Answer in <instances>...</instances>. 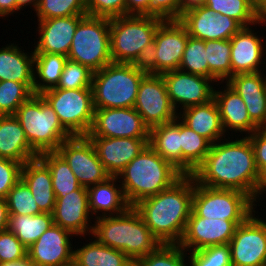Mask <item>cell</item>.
I'll use <instances>...</instances> for the list:
<instances>
[{
	"instance_id": "681fc988",
	"label": "cell",
	"mask_w": 266,
	"mask_h": 266,
	"mask_svg": "<svg viewBox=\"0 0 266 266\" xmlns=\"http://www.w3.org/2000/svg\"><path fill=\"white\" fill-rule=\"evenodd\" d=\"M150 16H157L164 20H179V0H150Z\"/></svg>"
},
{
	"instance_id": "c3c4849f",
	"label": "cell",
	"mask_w": 266,
	"mask_h": 266,
	"mask_svg": "<svg viewBox=\"0 0 266 266\" xmlns=\"http://www.w3.org/2000/svg\"><path fill=\"white\" fill-rule=\"evenodd\" d=\"M22 163L0 158V198L6 199L12 187L21 179Z\"/></svg>"
},
{
	"instance_id": "ac0fdd59",
	"label": "cell",
	"mask_w": 266,
	"mask_h": 266,
	"mask_svg": "<svg viewBox=\"0 0 266 266\" xmlns=\"http://www.w3.org/2000/svg\"><path fill=\"white\" fill-rule=\"evenodd\" d=\"M179 21L186 27L189 36L204 41L229 40L243 28L235 19L216 14L204 4L183 12Z\"/></svg>"
},
{
	"instance_id": "52a82bcc",
	"label": "cell",
	"mask_w": 266,
	"mask_h": 266,
	"mask_svg": "<svg viewBox=\"0 0 266 266\" xmlns=\"http://www.w3.org/2000/svg\"><path fill=\"white\" fill-rule=\"evenodd\" d=\"M14 116L20 122L30 146L38 154L56 151L65 140L72 137L40 94H33L20 105Z\"/></svg>"
},
{
	"instance_id": "ba28073f",
	"label": "cell",
	"mask_w": 266,
	"mask_h": 266,
	"mask_svg": "<svg viewBox=\"0 0 266 266\" xmlns=\"http://www.w3.org/2000/svg\"><path fill=\"white\" fill-rule=\"evenodd\" d=\"M67 57L93 73L113 62L110 55V19L85 15L78 23Z\"/></svg>"
},
{
	"instance_id": "7c38bea8",
	"label": "cell",
	"mask_w": 266,
	"mask_h": 266,
	"mask_svg": "<svg viewBox=\"0 0 266 266\" xmlns=\"http://www.w3.org/2000/svg\"><path fill=\"white\" fill-rule=\"evenodd\" d=\"M259 216L254 212L236 228L229 242L232 266H266V218Z\"/></svg>"
},
{
	"instance_id": "83f0119b",
	"label": "cell",
	"mask_w": 266,
	"mask_h": 266,
	"mask_svg": "<svg viewBox=\"0 0 266 266\" xmlns=\"http://www.w3.org/2000/svg\"><path fill=\"white\" fill-rule=\"evenodd\" d=\"M19 45L13 42L0 48V81L24 83L33 92L34 51L26 52Z\"/></svg>"
},
{
	"instance_id": "f5cc1de1",
	"label": "cell",
	"mask_w": 266,
	"mask_h": 266,
	"mask_svg": "<svg viewBox=\"0 0 266 266\" xmlns=\"http://www.w3.org/2000/svg\"><path fill=\"white\" fill-rule=\"evenodd\" d=\"M264 194H266V165H264L258 171L257 184L255 188V203H257L258 206H264L262 204H259V202L262 203V201L260 200L265 199L263 196H266V195Z\"/></svg>"
},
{
	"instance_id": "8fae6325",
	"label": "cell",
	"mask_w": 266,
	"mask_h": 266,
	"mask_svg": "<svg viewBox=\"0 0 266 266\" xmlns=\"http://www.w3.org/2000/svg\"><path fill=\"white\" fill-rule=\"evenodd\" d=\"M188 41L186 27L179 20H164L158 27L144 64L149 74L178 70Z\"/></svg>"
},
{
	"instance_id": "4dcf8cb0",
	"label": "cell",
	"mask_w": 266,
	"mask_h": 266,
	"mask_svg": "<svg viewBox=\"0 0 266 266\" xmlns=\"http://www.w3.org/2000/svg\"><path fill=\"white\" fill-rule=\"evenodd\" d=\"M149 146L182 173L180 119L150 128Z\"/></svg>"
},
{
	"instance_id": "f1b7e54d",
	"label": "cell",
	"mask_w": 266,
	"mask_h": 266,
	"mask_svg": "<svg viewBox=\"0 0 266 266\" xmlns=\"http://www.w3.org/2000/svg\"><path fill=\"white\" fill-rule=\"evenodd\" d=\"M14 115H0V158L26 163L38 158Z\"/></svg>"
},
{
	"instance_id": "ee69618b",
	"label": "cell",
	"mask_w": 266,
	"mask_h": 266,
	"mask_svg": "<svg viewBox=\"0 0 266 266\" xmlns=\"http://www.w3.org/2000/svg\"><path fill=\"white\" fill-rule=\"evenodd\" d=\"M190 266H232L229 244L187 252Z\"/></svg>"
},
{
	"instance_id": "d590c367",
	"label": "cell",
	"mask_w": 266,
	"mask_h": 266,
	"mask_svg": "<svg viewBox=\"0 0 266 266\" xmlns=\"http://www.w3.org/2000/svg\"><path fill=\"white\" fill-rule=\"evenodd\" d=\"M180 136L182 149V174L192 175L194 170L204 161L212 143L194 132L180 120Z\"/></svg>"
},
{
	"instance_id": "4316f807",
	"label": "cell",
	"mask_w": 266,
	"mask_h": 266,
	"mask_svg": "<svg viewBox=\"0 0 266 266\" xmlns=\"http://www.w3.org/2000/svg\"><path fill=\"white\" fill-rule=\"evenodd\" d=\"M177 117L197 134L212 144L226 136L215 100L187 107L178 112Z\"/></svg>"
},
{
	"instance_id": "74e56055",
	"label": "cell",
	"mask_w": 266,
	"mask_h": 266,
	"mask_svg": "<svg viewBox=\"0 0 266 266\" xmlns=\"http://www.w3.org/2000/svg\"><path fill=\"white\" fill-rule=\"evenodd\" d=\"M204 5L216 14L235 19L243 27L254 26L263 19L254 8L252 0H206Z\"/></svg>"
},
{
	"instance_id": "7402d4cb",
	"label": "cell",
	"mask_w": 266,
	"mask_h": 266,
	"mask_svg": "<svg viewBox=\"0 0 266 266\" xmlns=\"http://www.w3.org/2000/svg\"><path fill=\"white\" fill-rule=\"evenodd\" d=\"M111 176H117L147 145L149 138L88 137Z\"/></svg>"
},
{
	"instance_id": "91938a15",
	"label": "cell",
	"mask_w": 266,
	"mask_h": 266,
	"mask_svg": "<svg viewBox=\"0 0 266 266\" xmlns=\"http://www.w3.org/2000/svg\"><path fill=\"white\" fill-rule=\"evenodd\" d=\"M253 6L262 18L266 17V0H252Z\"/></svg>"
},
{
	"instance_id": "d6986e66",
	"label": "cell",
	"mask_w": 266,
	"mask_h": 266,
	"mask_svg": "<svg viewBox=\"0 0 266 266\" xmlns=\"http://www.w3.org/2000/svg\"><path fill=\"white\" fill-rule=\"evenodd\" d=\"M245 221H221L199 217L193 210L179 245L186 251L229 244L238 225Z\"/></svg>"
},
{
	"instance_id": "8992f818",
	"label": "cell",
	"mask_w": 266,
	"mask_h": 266,
	"mask_svg": "<svg viewBox=\"0 0 266 266\" xmlns=\"http://www.w3.org/2000/svg\"><path fill=\"white\" fill-rule=\"evenodd\" d=\"M147 74L143 65L111 62L92 75L95 109L135 106L139 84Z\"/></svg>"
},
{
	"instance_id": "f907efd6",
	"label": "cell",
	"mask_w": 266,
	"mask_h": 266,
	"mask_svg": "<svg viewBox=\"0 0 266 266\" xmlns=\"http://www.w3.org/2000/svg\"><path fill=\"white\" fill-rule=\"evenodd\" d=\"M254 149L255 162L258 171L266 165V129H258L247 136Z\"/></svg>"
},
{
	"instance_id": "3957f363",
	"label": "cell",
	"mask_w": 266,
	"mask_h": 266,
	"mask_svg": "<svg viewBox=\"0 0 266 266\" xmlns=\"http://www.w3.org/2000/svg\"><path fill=\"white\" fill-rule=\"evenodd\" d=\"M182 176L149 144L117 175L131 207L169 188Z\"/></svg>"
},
{
	"instance_id": "30bf717a",
	"label": "cell",
	"mask_w": 266,
	"mask_h": 266,
	"mask_svg": "<svg viewBox=\"0 0 266 266\" xmlns=\"http://www.w3.org/2000/svg\"><path fill=\"white\" fill-rule=\"evenodd\" d=\"M72 136H87L94 120L92 88H51L40 94Z\"/></svg>"
},
{
	"instance_id": "ffe728a7",
	"label": "cell",
	"mask_w": 266,
	"mask_h": 266,
	"mask_svg": "<svg viewBox=\"0 0 266 266\" xmlns=\"http://www.w3.org/2000/svg\"><path fill=\"white\" fill-rule=\"evenodd\" d=\"M52 217L55 225L69 230L75 237L87 239L86 235L91 236L94 218L89 209L87 188L81 186L65 197H57Z\"/></svg>"
},
{
	"instance_id": "e0dca14e",
	"label": "cell",
	"mask_w": 266,
	"mask_h": 266,
	"mask_svg": "<svg viewBox=\"0 0 266 266\" xmlns=\"http://www.w3.org/2000/svg\"><path fill=\"white\" fill-rule=\"evenodd\" d=\"M257 25H264L266 29V19L263 18L254 27H243L230 38L232 76L266 71V37L262 34V38L259 30L255 32L252 29Z\"/></svg>"
},
{
	"instance_id": "7a4b0ae2",
	"label": "cell",
	"mask_w": 266,
	"mask_h": 266,
	"mask_svg": "<svg viewBox=\"0 0 266 266\" xmlns=\"http://www.w3.org/2000/svg\"><path fill=\"white\" fill-rule=\"evenodd\" d=\"M194 178L183 175L169 188L138 202L134 208L160 244H179L192 211Z\"/></svg>"
},
{
	"instance_id": "4fadbf2b",
	"label": "cell",
	"mask_w": 266,
	"mask_h": 266,
	"mask_svg": "<svg viewBox=\"0 0 266 266\" xmlns=\"http://www.w3.org/2000/svg\"><path fill=\"white\" fill-rule=\"evenodd\" d=\"M56 151L65 159L83 187L87 188L104 182L111 177L87 136H72L65 140Z\"/></svg>"
},
{
	"instance_id": "e575fe53",
	"label": "cell",
	"mask_w": 266,
	"mask_h": 266,
	"mask_svg": "<svg viewBox=\"0 0 266 266\" xmlns=\"http://www.w3.org/2000/svg\"><path fill=\"white\" fill-rule=\"evenodd\" d=\"M38 158L50 170L52 188L56 198L65 197L81 187L70 166L57 151L40 153Z\"/></svg>"
},
{
	"instance_id": "484cf974",
	"label": "cell",
	"mask_w": 266,
	"mask_h": 266,
	"mask_svg": "<svg viewBox=\"0 0 266 266\" xmlns=\"http://www.w3.org/2000/svg\"><path fill=\"white\" fill-rule=\"evenodd\" d=\"M118 182L117 176H111L104 182L87 187L89 209L94 219L116 216L131 207Z\"/></svg>"
},
{
	"instance_id": "11a10c76",
	"label": "cell",
	"mask_w": 266,
	"mask_h": 266,
	"mask_svg": "<svg viewBox=\"0 0 266 266\" xmlns=\"http://www.w3.org/2000/svg\"><path fill=\"white\" fill-rule=\"evenodd\" d=\"M8 216L6 199L0 198V231L7 229Z\"/></svg>"
},
{
	"instance_id": "603a6c76",
	"label": "cell",
	"mask_w": 266,
	"mask_h": 266,
	"mask_svg": "<svg viewBox=\"0 0 266 266\" xmlns=\"http://www.w3.org/2000/svg\"><path fill=\"white\" fill-rule=\"evenodd\" d=\"M85 15L58 17L46 20H37L34 53H50L68 56L79 21Z\"/></svg>"
},
{
	"instance_id": "7bdbcfd3",
	"label": "cell",
	"mask_w": 266,
	"mask_h": 266,
	"mask_svg": "<svg viewBox=\"0 0 266 266\" xmlns=\"http://www.w3.org/2000/svg\"><path fill=\"white\" fill-rule=\"evenodd\" d=\"M33 94L24 83L0 81V115H14Z\"/></svg>"
},
{
	"instance_id": "9a60e30c",
	"label": "cell",
	"mask_w": 266,
	"mask_h": 266,
	"mask_svg": "<svg viewBox=\"0 0 266 266\" xmlns=\"http://www.w3.org/2000/svg\"><path fill=\"white\" fill-rule=\"evenodd\" d=\"M161 75L166 84L170 102L177 113L187 107L205 104L213 100L214 85H219L213 79L179 69Z\"/></svg>"
},
{
	"instance_id": "cb8c5ba5",
	"label": "cell",
	"mask_w": 266,
	"mask_h": 266,
	"mask_svg": "<svg viewBox=\"0 0 266 266\" xmlns=\"http://www.w3.org/2000/svg\"><path fill=\"white\" fill-rule=\"evenodd\" d=\"M225 84H222L223 87L221 86V88L220 85L219 88L215 87L214 90V100L219 109L225 134L229 136L232 131L230 136L239 132L240 135L238 136H249L260 128L250 119L241 96L226 82Z\"/></svg>"
},
{
	"instance_id": "9f6ffc18",
	"label": "cell",
	"mask_w": 266,
	"mask_h": 266,
	"mask_svg": "<svg viewBox=\"0 0 266 266\" xmlns=\"http://www.w3.org/2000/svg\"><path fill=\"white\" fill-rule=\"evenodd\" d=\"M206 0H179L180 3V17L183 12L192 9L194 7L201 6Z\"/></svg>"
},
{
	"instance_id": "816d5d0a",
	"label": "cell",
	"mask_w": 266,
	"mask_h": 266,
	"mask_svg": "<svg viewBox=\"0 0 266 266\" xmlns=\"http://www.w3.org/2000/svg\"><path fill=\"white\" fill-rule=\"evenodd\" d=\"M126 15L150 16V0H125Z\"/></svg>"
},
{
	"instance_id": "94428289",
	"label": "cell",
	"mask_w": 266,
	"mask_h": 266,
	"mask_svg": "<svg viewBox=\"0 0 266 266\" xmlns=\"http://www.w3.org/2000/svg\"><path fill=\"white\" fill-rule=\"evenodd\" d=\"M58 266H79L74 259L66 264L58 265Z\"/></svg>"
},
{
	"instance_id": "f35d334b",
	"label": "cell",
	"mask_w": 266,
	"mask_h": 266,
	"mask_svg": "<svg viewBox=\"0 0 266 266\" xmlns=\"http://www.w3.org/2000/svg\"><path fill=\"white\" fill-rule=\"evenodd\" d=\"M134 266L190 265L187 252L179 244H160L154 251L137 259L134 262Z\"/></svg>"
},
{
	"instance_id": "6da1fadb",
	"label": "cell",
	"mask_w": 266,
	"mask_h": 266,
	"mask_svg": "<svg viewBox=\"0 0 266 266\" xmlns=\"http://www.w3.org/2000/svg\"><path fill=\"white\" fill-rule=\"evenodd\" d=\"M234 137L228 136L212 144L204 161L192 176L197 184L216 189L239 190L255 202L258 169L254 149L247 136Z\"/></svg>"
},
{
	"instance_id": "f546056e",
	"label": "cell",
	"mask_w": 266,
	"mask_h": 266,
	"mask_svg": "<svg viewBox=\"0 0 266 266\" xmlns=\"http://www.w3.org/2000/svg\"><path fill=\"white\" fill-rule=\"evenodd\" d=\"M21 179L30 188L39 209L52 214L56 197L48 167L39 158L28 161L22 166Z\"/></svg>"
},
{
	"instance_id": "db71d44e",
	"label": "cell",
	"mask_w": 266,
	"mask_h": 266,
	"mask_svg": "<svg viewBox=\"0 0 266 266\" xmlns=\"http://www.w3.org/2000/svg\"><path fill=\"white\" fill-rule=\"evenodd\" d=\"M16 15V0H0V19Z\"/></svg>"
},
{
	"instance_id": "2e32d148",
	"label": "cell",
	"mask_w": 266,
	"mask_h": 266,
	"mask_svg": "<svg viewBox=\"0 0 266 266\" xmlns=\"http://www.w3.org/2000/svg\"><path fill=\"white\" fill-rule=\"evenodd\" d=\"M150 129L141 115L131 108L95 109L94 120L87 137L149 138Z\"/></svg>"
},
{
	"instance_id": "d6a6232c",
	"label": "cell",
	"mask_w": 266,
	"mask_h": 266,
	"mask_svg": "<svg viewBox=\"0 0 266 266\" xmlns=\"http://www.w3.org/2000/svg\"><path fill=\"white\" fill-rule=\"evenodd\" d=\"M67 59L61 54L34 53V94L57 87Z\"/></svg>"
},
{
	"instance_id": "bcb514c9",
	"label": "cell",
	"mask_w": 266,
	"mask_h": 266,
	"mask_svg": "<svg viewBox=\"0 0 266 266\" xmlns=\"http://www.w3.org/2000/svg\"><path fill=\"white\" fill-rule=\"evenodd\" d=\"M87 15L112 19L126 15L125 0H85Z\"/></svg>"
},
{
	"instance_id": "7dc6e473",
	"label": "cell",
	"mask_w": 266,
	"mask_h": 266,
	"mask_svg": "<svg viewBox=\"0 0 266 266\" xmlns=\"http://www.w3.org/2000/svg\"><path fill=\"white\" fill-rule=\"evenodd\" d=\"M27 256V248L20 242L14 233L0 231V263L13 262Z\"/></svg>"
},
{
	"instance_id": "5b68a950",
	"label": "cell",
	"mask_w": 266,
	"mask_h": 266,
	"mask_svg": "<svg viewBox=\"0 0 266 266\" xmlns=\"http://www.w3.org/2000/svg\"><path fill=\"white\" fill-rule=\"evenodd\" d=\"M164 19L125 15L110 19V55L113 62L145 64L155 33Z\"/></svg>"
},
{
	"instance_id": "ab89813d",
	"label": "cell",
	"mask_w": 266,
	"mask_h": 266,
	"mask_svg": "<svg viewBox=\"0 0 266 266\" xmlns=\"http://www.w3.org/2000/svg\"><path fill=\"white\" fill-rule=\"evenodd\" d=\"M205 41L188 35L179 70L209 78Z\"/></svg>"
},
{
	"instance_id": "60d3db41",
	"label": "cell",
	"mask_w": 266,
	"mask_h": 266,
	"mask_svg": "<svg viewBox=\"0 0 266 266\" xmlns=\"http://www.w3.org/2000/svg\"><path fill=\"white\" fill-rule=\"evenodd\" d=\"M35 13L37 20L87 15L85 0H40Z\"/></svg>"
},
{
	"instance_id": "8d00e7d4",
	"label": "cell",
	"mask_w": 266,
	"mask_h": 266,
	"mask_svg": "<svg viewBox=\"0 0 266 266\" xmlns=\"http://www.w3.org/2000/svg\"><path fill=\"white\" fill-rule=\"evenodd\" d=\"M205 50L209 78L220 85L227 82L232 77L230 39L205 41Z\"/></svg>"
},
{
	"instance_id": "44dd1931",
	"label": "cell",
	"mask_w": 266,
	"mask_h": 266,
	"mask_svg": "<svg viewBox=\"0 0 266 266\" xmlns=\"http://www.w3.org/2000/svg\"><path fill=\"white\" fill-rule=\"evenodd\" d=\"M73 236L69 230L54 224L27 249V256L34 266L66 264L73 260Z\"/></svg>"
},
{
	"instance_id": "5bb4252c",
	"label": "cell",
	"mask_w": 266,
	"mask_h": 266,
	"mask_svg": "<svg viewBox=\"0 0 266 266\" xmlns=\"http://www.w3.org/2000/svg\"><path fill=\"white\" fill-rule=\"evenodd\" d=\"M134 109L150 128L173 121L177 112L167 94L162 75L147 73L141 80Z\"/></svg>"
},
{
	"instance_id": "6f0895ef",
	"label": "cell",
	"mask_w": 266,
	"mask_h": 266,
	"mask_svg": "<svg viewBox=\"0 0 266 266\" xmlns=\"http://www.w3.org/2000/svg\"><path fill=\"white\" fill-rule=\"evenodd\" d=\"M39 1L40 0H16V14L19 13V11L26 9L29 6L30 9L32 8V10L36 11Z\"/></svg>"
},
{
	"instance_id": "680465c9",
	"label": "cell",
	"mask_w": 266,
	"mask_h": 266,
	"mask_svg": "<svg viewBox=\"0 0 266 266\" xmlns=\"http://www.w3.org/2000/svg\"><path fill=\"white\" fill-rule=\"evenodd\" d=\"M0 266H34V264L28 256H25L18 261L0 263Z\"/></svg>"
},
{
	"instance_id": "f6af8a7d",
	"label": "cell",
	"mask_w": 266,
	"mask_h": 266,
	"mask_svg": "<svg viewBox=\"0 0 266 266\" xmlns=\"http://www.w3.org/2000/svg\"><path fill=\"white\" fill-rule=\"evenodd\" d=\"M93 72L78 62L67 59L61 74L59 84L55 88L60 89H84L91 88Z\"/></svg>"
},
{
	"instance_id": "1f68e13d",
	"label": "cell",
	"mask_w": 266,
	"mask_h": 266,
	"mask_svg": "<svg viewBox=\"0 0 266 266\" xmlns=\"http://www.w3.org/2000/svg\"><path fill=\"white\" fill-rule=\"evenodd\" d=\"M88 236L89 243L74 245L73 259L79 266H134V262L122 251L103 245L95 237Z\"/></svg>"
},
{
	"instance_id": "d4e9b609",
	"label": "cell",
	"mask_w": 266,
	"mask_h": 266,
	"mask_svg": "<svg viewBox=\"0 0 266 266\" xmlns=\"http://www.w3.org/2000/svg\"><path fill=\"white\" fill-rule=\"evenodd\" d=\"M266 71L233 75L226 83L243 99L250 119L266 129Z\"/></svg>"
},
{
	"instance_id": "b9f144b4",
	"label": "cell",
	"mask_w": 266,
	"mask_h": 266,
	"mask_svg": "<svg viewBox=\"0 0 266 266\" xmlns=\"http://www.w3.org/2000/svg\"><path fill=\"white\" fill-rule=\"evenodd\" d=\"M9 215H38L43 213L36 204L30 188L20 179L9 191L7 197Z\"/></svg>"
},
{
	"instance_id": "9c48e42d",
	"label": "cell",
	"mask_w": 266,
	"mask_h": 266,
	"mask_svg": "<svg viewBox=\"0 0 266 266\" xmlns=\"http://www.w3.org/2000/svg\"><path fill=\"white\" fill-rule=\"evenodd\" d=\"M257 204L244 192L216 189L197 184L194 180L192 210L202 218L221 221H246Z\"/></svg>"
},
{
	"instance_id": "277c9868",
	"label": "cell",
	"mask_w": 266,
	"mask_h": 266,
	"mask_svg": "<svg viewBox=\"0 0 266 266\" xmlns=\"http://www.w3.org/2000/svg\"><path fill=\"white\" fill-rule=\"evenodd\" d=\"M92 236L103 245L122 251L133 262L160 245L134 207L116 216L95 219Z\"/></svg>"
},
{
	"instance_id": "836d02e7",
	"label": "cell",
	"mask_w": 266,
	"mask_h": 266,
	"mask_svg": "<svg viewBox=\"0 0 266 266\" xmlns=\"http://www.w3.org/2000/svg\"><path fill=\"white\" fill-rule=\"evenodd\" d=\"M54 225L52 214L9 215L7 230L14 233L28 249L51 226Z\"/></svg>"
}]
</instances>
